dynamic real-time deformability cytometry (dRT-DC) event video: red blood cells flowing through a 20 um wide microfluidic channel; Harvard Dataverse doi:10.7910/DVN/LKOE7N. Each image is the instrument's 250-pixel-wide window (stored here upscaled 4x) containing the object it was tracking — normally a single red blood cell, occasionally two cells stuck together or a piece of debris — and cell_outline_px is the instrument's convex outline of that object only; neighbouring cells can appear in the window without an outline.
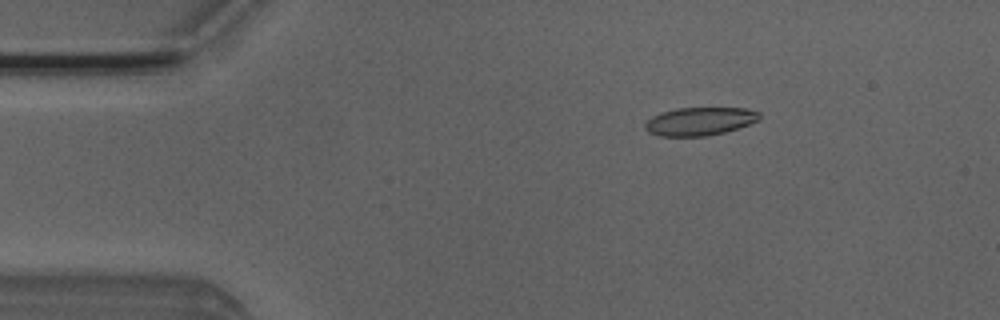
{"species": "Egyptian fruit bat (a non-hibernating species)", "species_latin": "Rousettus aegyptiacus", "temperature_condition": "room temperature", "stored_images_in_passage": 51, "camera_frame_rate_fps": 3000, "um_per_image_px": 0.085, "animal": {"sex": "male"}, "frame": {"image": 1, "passage_image": 8, "time_ms": 2.333, "image_size_px": [1000, 320], "cell_outline_px": [[760, 116], [756, 120], [748, 124], [724, 132], [708, 136], [660, 136], [648, 132], [644, 128], [644, 124], [652, 116], [660, 112], [676, 108], [744, 108], [760, 112]], "centroid_in_image_um": [59.42, 10.31], "position_along_channel_um": 25.6, "area_um2": 18.67}}
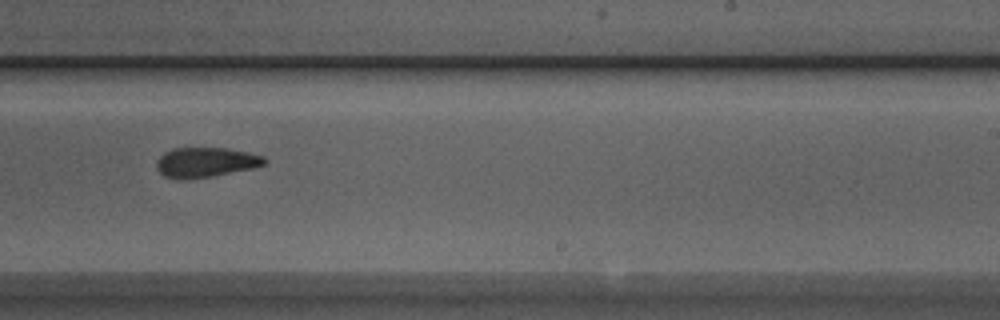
{"frame": {"image": 2, "passage_image": 31, "time_ms": 10.0, "image_size_px": [1000, 320], "cell_outline_px": [[268, 160], [264, 164], [252, 168], [212, 176], [184, 180], [176, 180], [164, 176], [156, 168], [156, 160], [164, 152], [172, 148], [228, 148], [248, 152], [264, 156]], "centroid_in_image_um": [17.45, 13.8], "position_along_channel_um": 271.6, "area_um2": 18.96}}
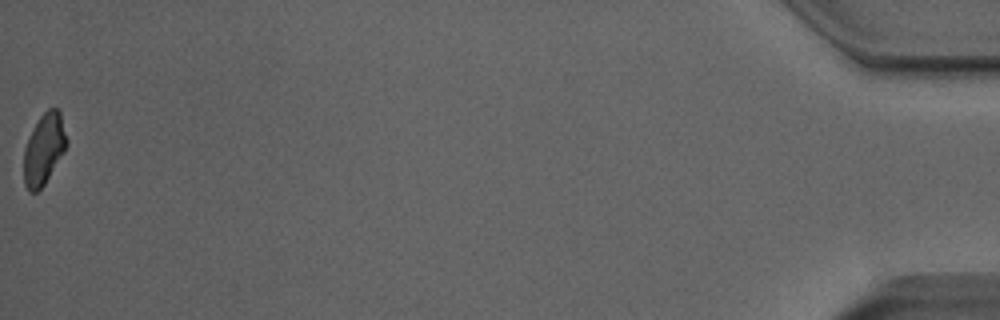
{"frame": {"image": 3, "passage_image": 51, "time_ms": 16.667, "image_size_px": [1000, 320], "cell_outline_px": [[68, 144], [64, 152], [44, 184], [36, 192], [28, 192], [24, 184], [24, 148], [40, 116], [48, 108], [56, 108], [60, 112], [68, 140]], "centroid_in_image_um": [3.75, 12.68], "position_along_channel_um": 431.5, "area_um2": 17.51}, "authors_computed_cell_mechanics": {"area_um2": 19.1896, "velocity_mm_per_s": 4.0071, "shape_relaxation_time_tau1_ms": null, "shape_relaxation_time_tau2_ms": 5.4884, "deformation_change_tau1": null, "deformation_change_tau2": 0.123}}